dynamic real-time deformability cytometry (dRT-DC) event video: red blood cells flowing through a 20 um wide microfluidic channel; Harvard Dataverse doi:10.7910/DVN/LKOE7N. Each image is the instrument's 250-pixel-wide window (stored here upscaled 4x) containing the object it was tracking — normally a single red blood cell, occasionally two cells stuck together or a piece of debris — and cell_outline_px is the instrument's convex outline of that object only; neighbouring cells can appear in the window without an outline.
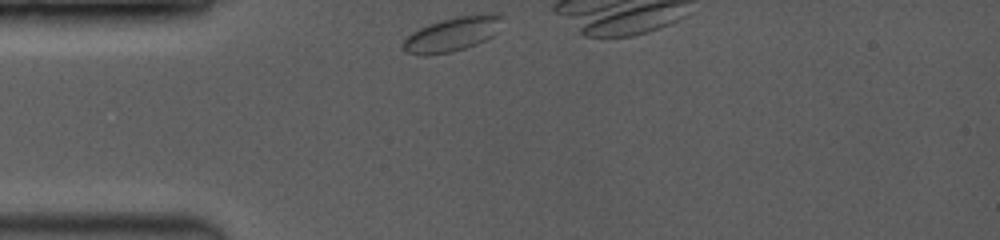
{"species": "common noctule bat (a hibernating species)", "species_latin": "Nyctalus noctula", "temperature_condition": "room temperature", "stored_images_in_passage": 33, "camera_frame_rate_fps": 3500, "um_per_image_px": 0.085, "animal": {"sex": "female", "body_mass_g": 19.0, "forearm_length_mm": 53.3}, "frame": {"image": 1, "passage_image": 1, "time_ms": 0.0, "image_size_px": [1000, 240], "cell_outline_px": [[504, 16], [500, 32], [476, 44], [452, 52], [408, 52], [404, 48], [404, 40], [412, 32], [428, 24], [456, 16]], "centroid_in_image_um": [38.51, 2.88], "position_along_channel_um": 46.5, "area_um2": 18.67}}
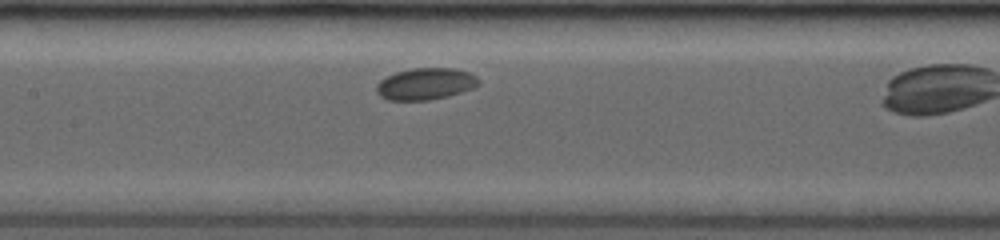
{"frame": {"image": 2, "passage_image": 16, "time_ms": 3.714, "image_size_px": [1000, 240], "cell_outline_px": [[480, 84], [472, 88], [448, 96], [428, 100], [388, 100], [380, 96], [376, 92], [376, 84], [380, 80], [396, 72], [412, 68], [456, 68], [468, 72], [476, 76], [480, 80]], "centroid_in_image_um": [36.17, 7.12], "position_along_channel_um": 171.2, "area_um2": 18.9}}
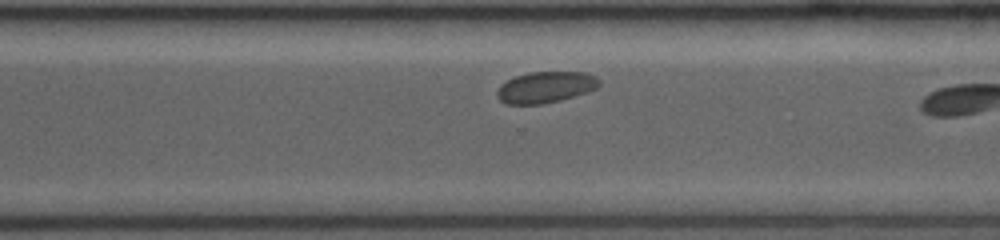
{"frame": {"image": 3, "passage_image": 32, "time_ms": 7.714, "image_size_px": [1000, 240], "cell_outline_px": [[600, 84], [596, 88], [560, 100], [540, 104], [508, 104], [500, 100], [496, 96], [496, 92], [500, 84], [516, 76], [532, 72], [584, 72], [600, 80]], "centroid_in_image_um": [46.32, 7.41], "position_along_channel_um": 324.3, "area_um2": 18.26}}